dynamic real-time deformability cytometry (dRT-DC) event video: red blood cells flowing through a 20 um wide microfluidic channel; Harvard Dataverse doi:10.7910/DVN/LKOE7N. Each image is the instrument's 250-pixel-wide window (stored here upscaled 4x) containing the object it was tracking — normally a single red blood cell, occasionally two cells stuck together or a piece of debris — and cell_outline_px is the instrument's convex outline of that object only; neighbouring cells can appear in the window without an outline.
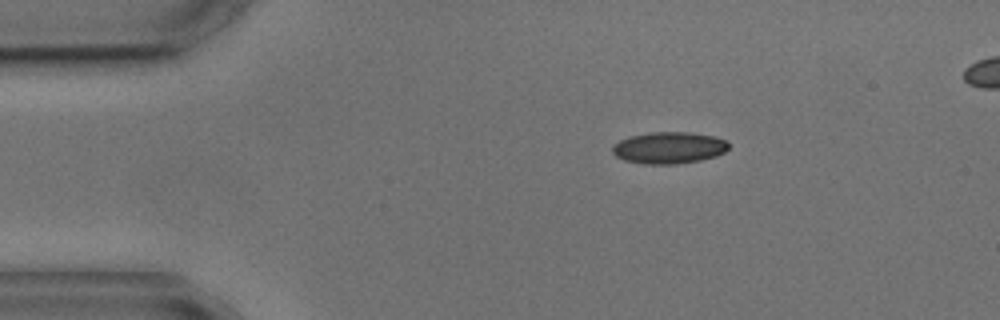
{"species": "common noctule bat (a hibernating species)", "species_latin": "Nyctalus noctula", "temperature_condition": "cold", "stored_images_in_passage": 4, "camera_frame_rate_fps": 3000, "um_per_image_px": 0.085, "animal": {"sex": "male", "body_mass_g": 17.9, "forearm_length_mm": 54.2}, "frame": {"image": 1, "passage_image": 1, "time_ms": 0.0, "image_size_px": [1000, 320], "cell_outline_px": [[728, 148], [724, 152], [716, 156], [700, 160], [676, 164], [644, 164], [624, 160], [616, 156], [612, 152], [612, 144], [628, 136], [652, 132], [688, 132], [712, 136], [728, 140]], "centroid_in_image_um": [56.84, 12.56], "position_along_channel_um": 28.2, "area_um2": 21.56}}